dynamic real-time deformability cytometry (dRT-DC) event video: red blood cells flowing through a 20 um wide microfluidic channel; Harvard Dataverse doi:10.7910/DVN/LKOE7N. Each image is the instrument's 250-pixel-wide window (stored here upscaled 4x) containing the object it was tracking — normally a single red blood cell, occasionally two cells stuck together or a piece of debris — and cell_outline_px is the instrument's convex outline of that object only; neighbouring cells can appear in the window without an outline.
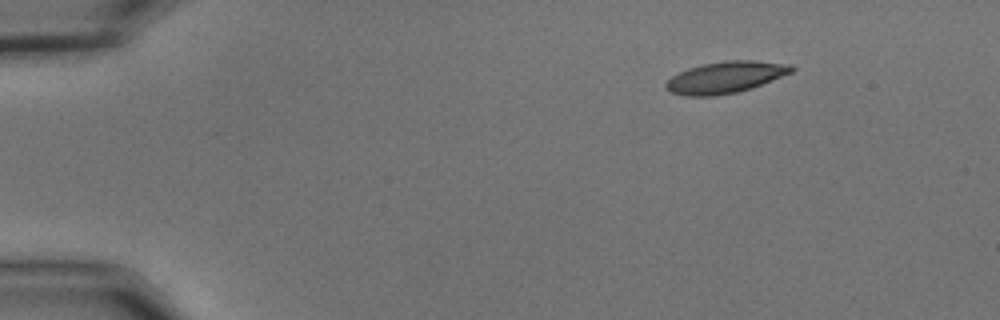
{"species": "common noctule bat (a hibernating species)", "species_latin": "Nyctalus noctula", "temperature_condition": "cold", "stored_images_in_passage": 48, "camera_frame_rate_fps": 3000, "um_per_image_px": 0.085, "animal": {"sex": "male", "body_mass_g": 15.6}, "frame": {"image": 1, "passage_image": 1, "time_ms": 0.0, "image_size_px": [1000, 320], "cell_outline_px": [[796, 68], [792, 72], [752, 88], [736, 92], [712, 96], [684, 96], [672, 92], [664, 88], [664, 84], [672, 76], [688, 68], [704, 64], [728, 60], [752, 60], [792, 64]], "centroid_in_image_um": [61.67, 6.57], "position_along_channel_um": 23.3, "area_um2": 23.06}}
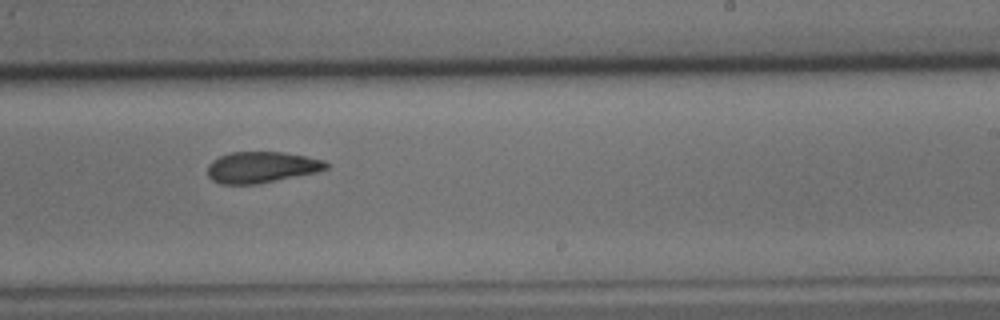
{"frame": {"image": 2, "passage_image": 28, "time_ms": 9.0, "image_size_px": [1000, 320], "cell_outline_px": [[328, 168], [316, 172], [256, 184], [220, 184], [212, 180], [208, 176], [208, 164], [212, 160], [228, 152], [284, 152], [324, 160], [328, 164]], "centroid_in_image_um": [22.19, 14.21], "position_along_channel_um": 266.8, "area_um2": 21.44}}
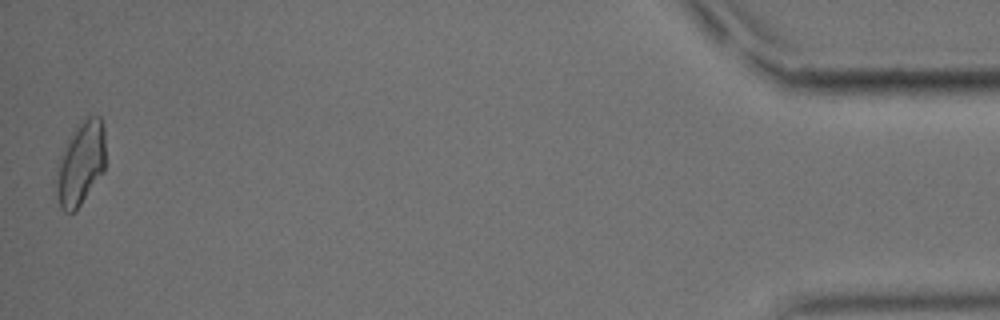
{"frame": {"image": 3, "passage_image": 48, "time_ms": 15.667, "image_size_px": [1000, 320], "cell_outline_px": [[104, 172], [80, 204], [72, 212], [64, 212], [60, 208], [56, 188], [56, 172], [60, 156], [72, 132], [88, 116], [100, 116], [104, 128]], "centroid_in_image_um": [6.85, 13.9], "position_along_channel_um": 428.3, "area_um2": 23.52}, "authors_computed_cell_mechanics": {"area_um2": 22.7443, "velocity_mm_per_s": 3.6622, "shape_relaxation_time_tau1_ms": 9.3091, "shape_relaxation_time_tau2_ms": 4.0165, "deformation_change_tau1": 0.1945, "deformation_change_tau2": 0.0964}}